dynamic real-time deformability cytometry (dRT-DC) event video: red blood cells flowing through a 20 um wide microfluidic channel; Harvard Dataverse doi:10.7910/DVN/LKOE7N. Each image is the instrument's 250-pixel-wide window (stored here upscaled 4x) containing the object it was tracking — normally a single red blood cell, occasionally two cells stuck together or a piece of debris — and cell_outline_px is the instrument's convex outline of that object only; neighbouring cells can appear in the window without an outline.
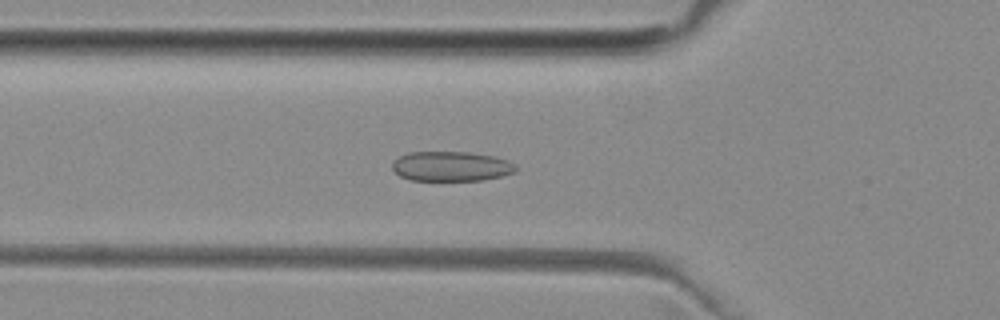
{"species": "common noctule bat (a hibernating species)", "species_latin": "Nyctalus noctula", "temperature_condition": "room temperature", "stored_images_in_passage": 52, "camera_frame_rate_fps": 3000, "um_per_image_px": 0.085, "animal": {"sex": "female", "body_mass_g": 29.2, "forearm_length_mm": 56.3}, "frame": {"image": 1, "passage_image": 18, "time_ms": 5.667, "image_size_px": [1000, 320], "cell_outline_px": [[516, 172], [484, 180], [412, 180], [400, 176], [392, 168], [392, 164], [400, 156], [408, 152], [468, 152], [492, 156], [508, 160], [516, 164]], "centroid_in_image_um": [38.37, 14.13], "position_along_channel_um": 87.4, "area_um2": 21.33}}
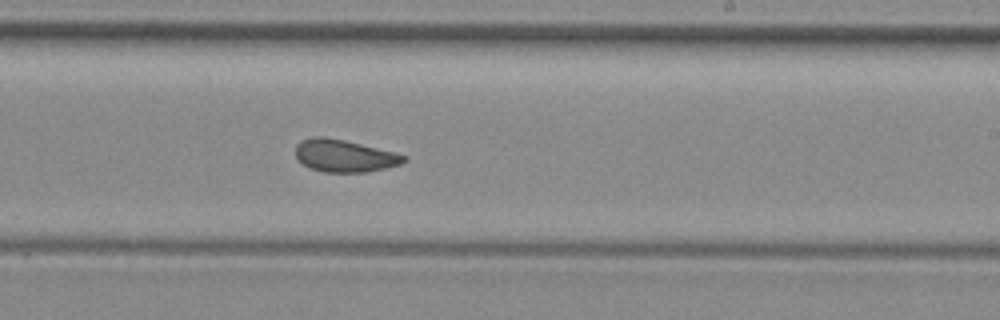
{"frame": {"image": 2, "passage_image": 31, "time_ms": 10.0, "image_size_px": [1000, 320], "cell_outline_px": [[408, 160], [400, 164], [368, 172], [324, 172], [312, 168], [304, 164], [296, 156], [296, 144], [300, 140], [312, 136], [324, 136], [344, 140], [396, 152], [408, 156]], "centroid_in_image_um": [29.3, 13.23], "position_along_channel_um": 259.7, "area_um2": 20.46}}
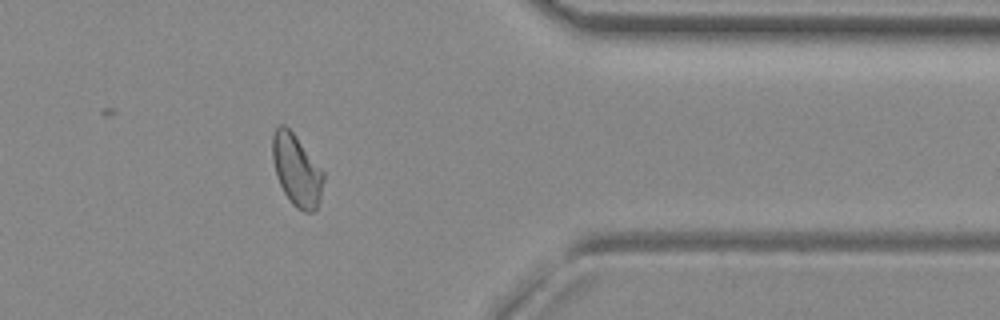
{"frame": {"image": 3, "passage_image": 42, "time_ms": 13.667, "image_size_px": [1000, 320], "cell_outline_px": [[324, 180], [320, 196], [316, 208], [312, 212], [304, 212], [296, 208], [288, 200], [276, 176], [272, 156], [272, 136], [276, 128], [280, 124], [284, 124], [292, 132], [324, 172]], "centroid_in_image_um": [25.19, 14.48], "position_along_channel_um": 386.2, "area_um2": 21.04}, "authors_computed_cell_mechanics": {"area_um2": 21.1259, "velocity_mm_per_s": 3.976, "shape_relaxation_time_tau1_ms": null, "shape_relaxation_time_tau2_ms": 1.9054, "deformation_change_tau1": null, "deformation_change_tau2": 0.068}}